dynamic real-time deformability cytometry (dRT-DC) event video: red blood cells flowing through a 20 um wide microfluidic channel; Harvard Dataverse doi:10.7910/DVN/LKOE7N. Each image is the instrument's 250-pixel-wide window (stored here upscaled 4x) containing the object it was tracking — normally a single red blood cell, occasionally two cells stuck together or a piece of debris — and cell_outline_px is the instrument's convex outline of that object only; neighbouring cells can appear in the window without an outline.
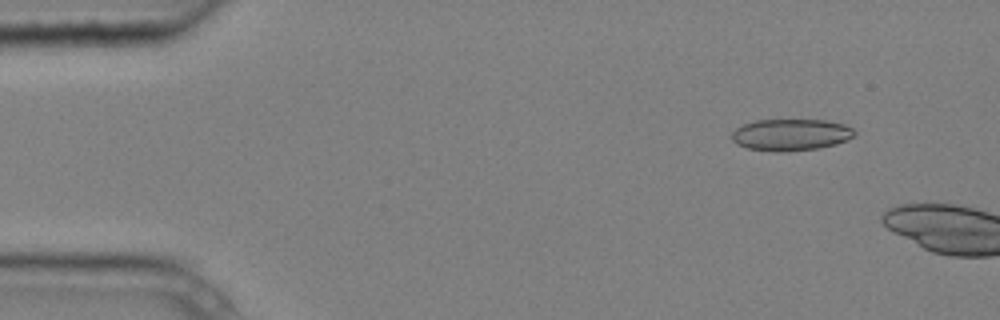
{"species": "common noctule bat (a hibernating species)", "species_latin": "Nyctalus noctula", "temperature_condition": "cold", "stored_images_in_passage": 4, "camera_frame_rate_fps": 3000, "um_per_image_px": 0.085, "animal": {"sex": "male", "body_mass_g": 20.4}, "frame": {"image": 1, "passage_image": 2, "time_ms": 0.333, "image_size_px": [1000, 320], "cell_outline_px": [[856, 132], [848, 140], [836, 144], [820, 148], [784, 152], [776, 152], [748, 148], [736, 144], [732, 140], [732, 132], [736, 128], [744, 124], [756, 120], [828, 120], [844, 124], [852, 128]], "centroid_in_image_um": [67.23, 11.46], "position_along_channel_um": 17.8, "area_um2": 22.77}}